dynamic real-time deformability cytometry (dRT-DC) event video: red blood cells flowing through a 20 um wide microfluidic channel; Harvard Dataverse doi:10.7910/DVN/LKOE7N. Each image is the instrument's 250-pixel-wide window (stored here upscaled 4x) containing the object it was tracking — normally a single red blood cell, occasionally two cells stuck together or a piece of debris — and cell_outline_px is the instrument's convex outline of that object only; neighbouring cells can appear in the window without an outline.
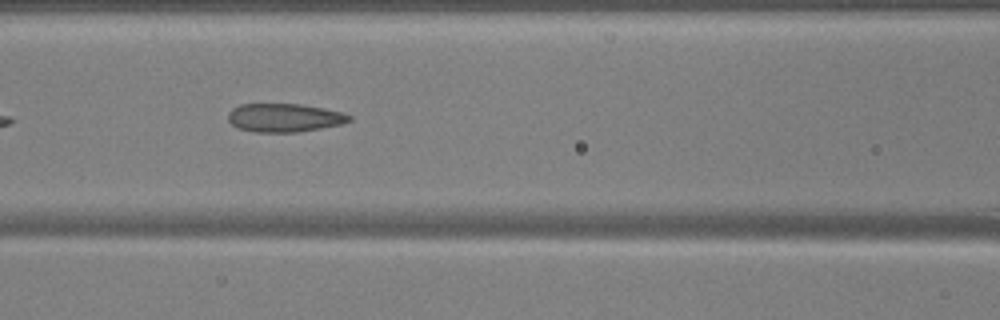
{"species": "common noctule bat (a hibernating species)", "species_latin": "Nyctalus noctula", "temperature_condition": "warm", "stored_images_in_passage": 27, "camera_frame_rate_fps": 3000, "um_per_image_px": 0.085, "animal": {"sex": "male", "body_mass_g": 17.9, "forearm_length_mm": 54.2}, "frame": {"image": 1, "passage_image": 6, "time_ms": 1.667, "image_size_px": [1000, 320], "cell_outline_px": [[352, 120], [340, 124], [320, 128], [296, 132], [256, 132], [240, 128], [232, 124], [228, 120], [228, 112], [232, 108], [240, 104], [300, 104], [324, 108], [340, 112], [352, 116]], "centroid_in_image_um": [24.15, 10.0], "position_along_channel_um": 142.4, "area_um2": 19.94}}
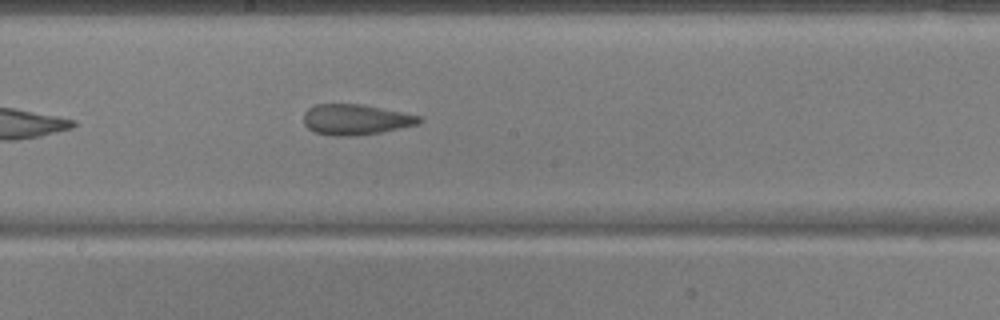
{"frame": {"image": 2, "passage_image": 12, "time_ms": 3.667, "image_size_px": [1000, 320], "cell_outline_px": [[424, 120], [416, 124], [400, 128], [380, 132], [356, 136], [332, 136], [316, 132], [308, 128], [304, 124], [304, 112], [308, 108], [316, 104], [360, 104], [420, 116]], "centroid_in_image_um": [30.19, 10.17], "position_along_channel_um": 218.0, "area_um2": 20.4}}
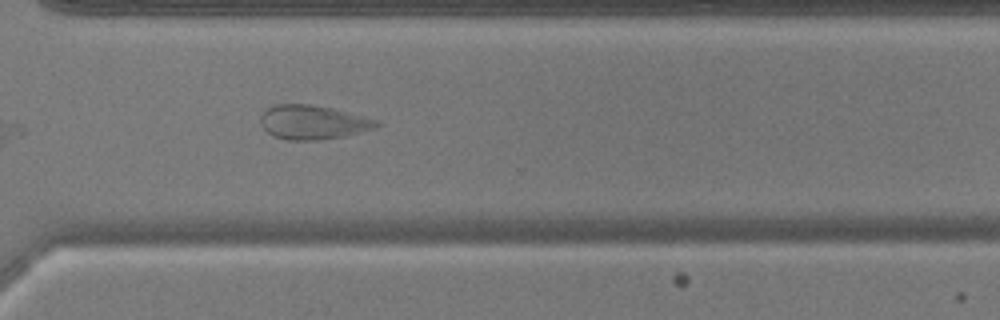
{"frame": {"image": 3, "passage_image": 22, "time_ms": 7.0, "image_size_px": [1000, 320], "cell_outline_px": [[380, 124], [376, 128], [344, 136], [320, 140], [288, 140], [272, 136], [260, 124], [260, 116], [268, 108], [276, 104], [308, 104], [332, 108], [380, 120]], "centroid_in_image_um": [26.61, 10.4], "position_along_channel_um": 344.0, "area_um2": 23.12}}